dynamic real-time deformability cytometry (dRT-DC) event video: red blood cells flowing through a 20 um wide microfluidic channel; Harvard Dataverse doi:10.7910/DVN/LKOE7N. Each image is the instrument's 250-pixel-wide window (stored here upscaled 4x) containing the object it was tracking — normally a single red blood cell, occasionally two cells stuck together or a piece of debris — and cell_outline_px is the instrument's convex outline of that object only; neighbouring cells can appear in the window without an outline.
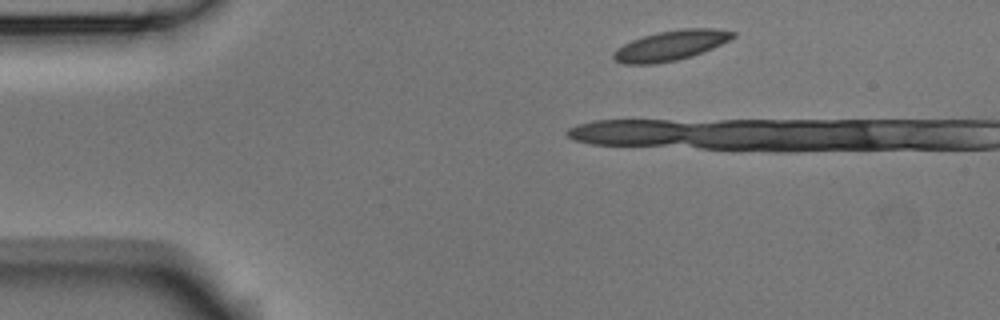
{"species": "Egyptian fruit bat (a non-hibernating species)", "species_latin": "Rousettus aegyptiacus", "temperature_condition": "room temperature", "stored_images_in_passage": 14, "segment_of_instrument_passage": [1, 2], "camera_frame_rate_fps": 3000, "um_per_image_px": 0.085, "animal": {"sex": "male"}, "frame": {"image": 1, "passage_image": 1, "time_ms": 0.0, "image_size_px": [1000, 320], "cell_outline_px": [[736, 36], [712, 48], [692, 56], [676, 60], [652, 64], [624, 64], [612, 60], [612, 52], [616, 48], [632, 40], [644, 36], [660, 32], [684, 28], [716, 28], [736, 32]], "centroid_in_image_um": [56.98, 3.87], "position_along_channel_um": 28.0, "area_um2": 20.81}}
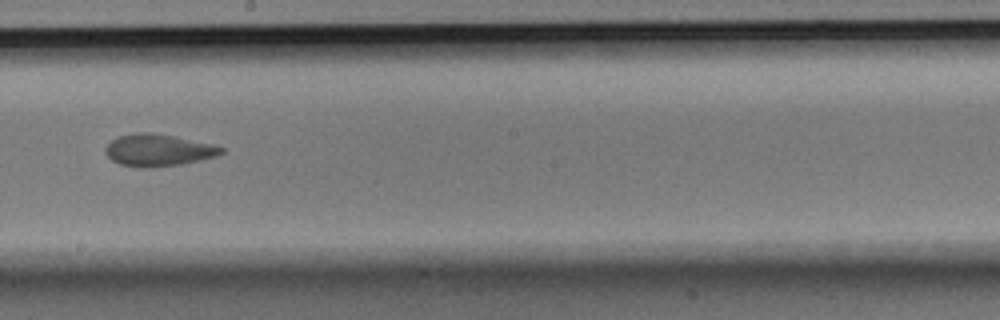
{"frame": {"image": 2, "passage_image": 7, "time_ms": 2.0, "image_size_px": [1000, 320], "cell_outline_px": [[224, 152], [216, 156], [180, 164], [152, 168], [140, 168], [120, 164], [112, 160], [104, 152], [104, 148], [112, 140], [120, 136], [140, 132], [152, 132], [176, 136], [212, 144], [224, 148]], "centroid_in_image_um": [13.44, 12.76], "position_along_channel_um": 234.8, "area_um2": 21.62}}
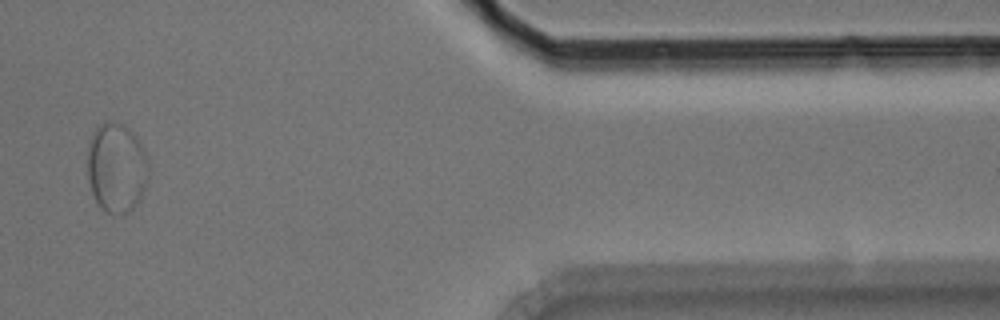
{"frame": {"image": 3, "passage_image": 12, "time_ms": 3.667, "image_size_px": [1000, 320], "cell_outline_px": [[148, 184], [140, 200], [128, 212], [108, 212], [96, 200], [92, 192], [88, 176], [88, 144], [96, 128], [100, 124], [108, 120], [124, 124], [140, 140], [148, 156]], "centroid_in_image_um": [9.95, 14.2], "position_along_channel_um": 401.5, "area_um2": 31.96}}